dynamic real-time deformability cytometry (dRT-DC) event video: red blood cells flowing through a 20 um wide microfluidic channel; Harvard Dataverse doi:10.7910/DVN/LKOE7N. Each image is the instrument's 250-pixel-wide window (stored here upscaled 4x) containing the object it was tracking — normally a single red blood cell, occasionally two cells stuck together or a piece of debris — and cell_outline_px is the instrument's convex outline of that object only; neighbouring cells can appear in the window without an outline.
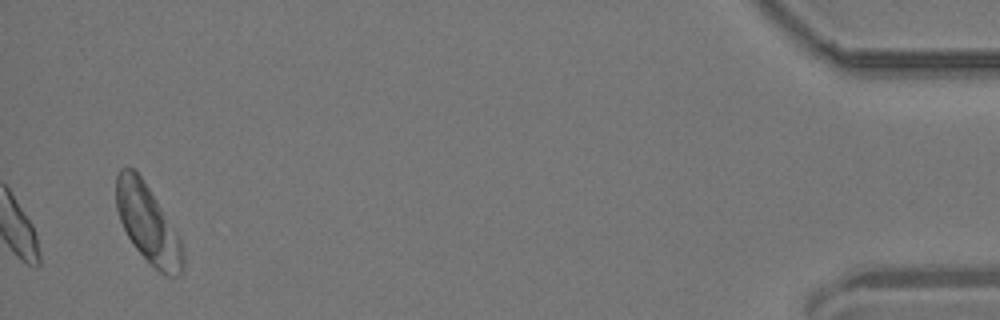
{"species": "common noctule bat (a hibernating species)", "species_latin": "Nyctalus noctula", "temperature_condition": "room temperature", "stored_images_in_passage": 40, "segment_of_instrument_passage": [2, 2], "camera_frame_rate_fps": 3000, "um_per_image_px": 0.085, "animal": {"sex": "male", "body_mass_g": 19.2, "forearm_length_mm": 51.8}, "frame": {"image": 1, "passage_image": 40, "time_ms": 13.0, "image_size_px": [1000, 320], "cell_outline_px": [[184, 268], [176, 276], [168, 276], [160, 272], [136, 248], [128, 236], [120, 220], [116, 208], [116, 176], [120, 168], [128, 164], [140, 176], [156, 200], [176, 232], [180, 240], [184, 252]], "centroid_in_image_um": [12.55, 19.0], "position_along_channel_um": 422.7, "area_um2": 29.77}}